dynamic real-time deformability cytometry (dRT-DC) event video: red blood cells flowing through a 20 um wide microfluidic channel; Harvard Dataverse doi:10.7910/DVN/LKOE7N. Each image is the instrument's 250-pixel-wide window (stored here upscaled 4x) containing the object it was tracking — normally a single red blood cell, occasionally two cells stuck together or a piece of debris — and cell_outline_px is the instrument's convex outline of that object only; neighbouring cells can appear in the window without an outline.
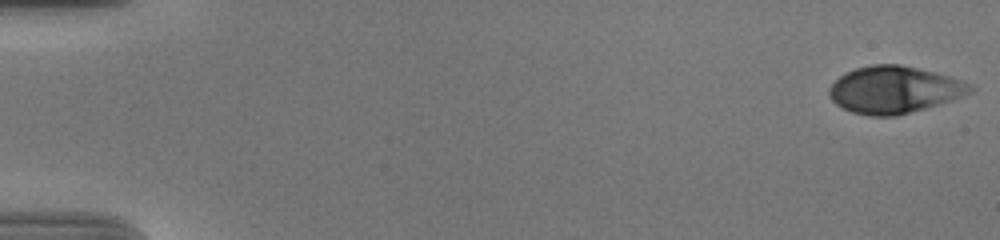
{"species": "human", "species_latin": "Homo sapiens", "temperature_condition": "cold", "stored_images_in_passage": 56, "camera_frame_rate_fps": 3000, "um_per_image_px": 0.085, "donor": {"sex": "male"}, "frame": {"image": 1, "passage_image": 1, "time_ms": 0.0, "image_size_px": [1000, 240], "cell_outline_px": [[972, 92], [940, 104], [896, 116], [868, 116], [852, 112], [836, 104], [832, 100], [828, 92], [828, 88], [840, 76], [856, 68], [872, 64], [900, 64], [936, 72], [948, 76], [968, 84], [972, 88]], "centroid_in_image_um": [75.97, 7.63], "position_along_channel_um": 9.0, "area_um2": 38.32}}
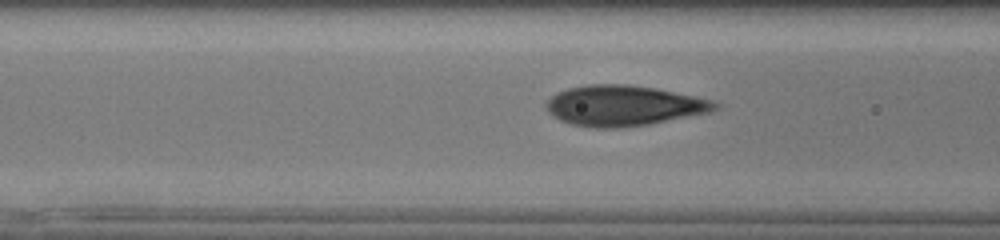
{"frame": {"image": 2, "passage_image": 23, "time_ms": 7.333, "image_size_px": [1000, 240], "cell_outline_px": [[720, 108], [712, 112], [648, 124], [624, 128], [592, 128], [572, 124], [560, 120], [552, 116], [548, 112], [544, 104], [556, 92], [568, 88], [588, 84], [628, 84], [656, 88], [712, 100], [720, 104]], "centroid_in_image_um": [53.0, 8.98], "position_along_channel_um": 113.6, "area_um2": 40.06}}
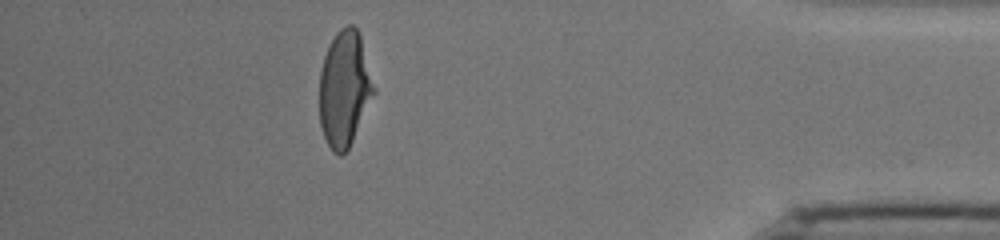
{"frame": {"image": 3, "passage_image": 50, "time_ms": 16.333, "image_size_px": [1000, 240], "cell_outline_px": [[376, 92], [348, 148], [340, 156], [332, 152], [324, 136], [320, 124], [320, 72], [324, 56], [336, 32], [340, 28], [348, 24], [352, 24], [356, 28], [360, 36], [376, 88]], "centroid_in_image_um": [29.29, 7.54], "position_along_channel_um": 405.9, "area_um2": 36.47}, "authors_computed_cell_mechanics": {"area_um2": 38.3214, "velocity_mm_per_s": 3.7018, "shape_relaxation_time_tau1_ms": 4.2118, "shape_relaxation_time_tau2_ms": null, "deformation_change_tau1": 0.2067, "deformation_change_tau2": null}}